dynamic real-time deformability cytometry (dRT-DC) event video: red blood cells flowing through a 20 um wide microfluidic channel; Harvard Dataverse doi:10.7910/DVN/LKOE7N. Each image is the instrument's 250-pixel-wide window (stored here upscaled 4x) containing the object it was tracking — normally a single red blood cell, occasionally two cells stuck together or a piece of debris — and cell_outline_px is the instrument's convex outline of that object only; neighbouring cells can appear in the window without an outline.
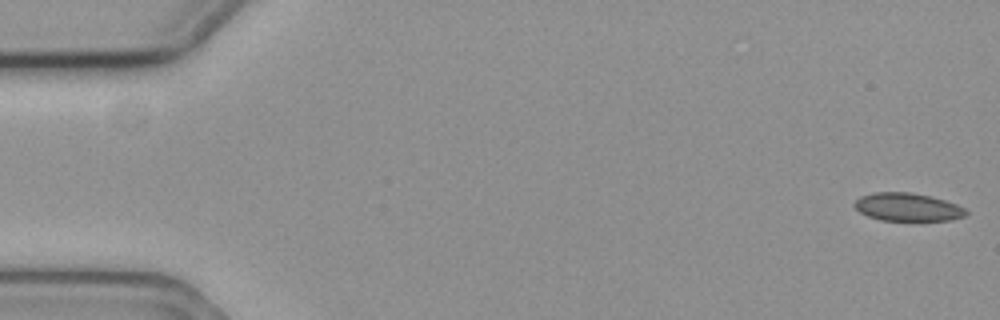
{"species": "common noctule bat (a hibernating species)", "species_latin": "Nyctalus noctula", "temperature_condition": "cold", "stored_images_in_passage": 16, "camera_frame_rate_fps": 3000, "um_per_image_px": 0.085, "animal": {"sex": "female", "body_mass_g": 19.3, "forearm_length_mm": 54.1}, "frame": {"image": 1, "passage_image": 1, "time_ms": 0.0, "image_size_px": [1000, 320], "cell_outline_px": [[968, 212], [964, 216], [948, 220], [880, 220], [868, 216], [860, 212], [852, 204], [860, 196], [876, 192], [908, 192], [928, 196], [944, 200], [956, 204], [964, 208]], "centroid_in_image_um": [77.11, 17.6], "position_along_channel_um": 7.9, "area_um2": 17.98}}
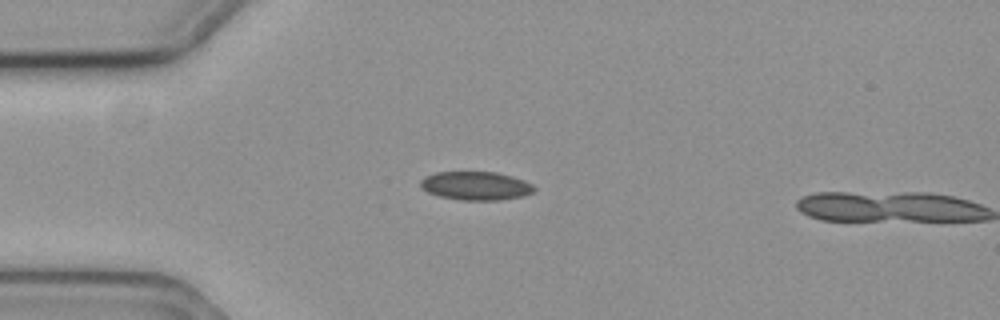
{"frame": {"image": 2, "passage_image": 15, "time_ms": 4.667, "image_size_px": [1000, 320], "cell_outline_px": [[536, 188], [532, 192], [524, 196], [500, 200], [460, 200], [440, 196], [428, 192], [420, 188], [420, 180], [424, 176], [436, 172], [496, 172], [512, 176], [524, 180], [532, 184]], "centroid_in_image_um": [40.43, 15.79], "position_along_channel_um": 44.6, "area_um2": 19.02}}